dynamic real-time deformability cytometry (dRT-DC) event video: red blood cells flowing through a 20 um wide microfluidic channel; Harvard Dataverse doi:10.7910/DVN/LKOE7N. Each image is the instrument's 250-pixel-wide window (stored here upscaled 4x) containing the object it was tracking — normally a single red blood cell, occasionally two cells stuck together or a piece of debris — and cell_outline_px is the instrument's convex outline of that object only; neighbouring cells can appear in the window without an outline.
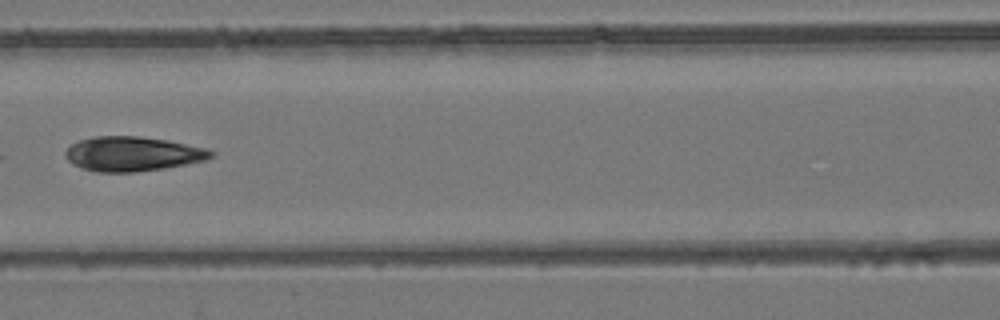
{"species": "common noctule bat (a hibernating species)", "species_latin": "Nyctalus noctula", "temperature_condition": "room temperature", "stored_images_in_passage": 8, "camera_frame_rate_fps": 3000, "um_per_image_px": 0.085, "animal": {"sex": "female", "body_mass_g": 24.6, "forearm_length_mm": 56.2}, "frame": {"image": 1, "passage_image": 7, "time_ms": 7.0, "image_size_px": [1000, 320], "cell_outline_px": [[216, 152], [212, 156], [204, 160], [164, 168], [136, 172], [96, 172], [80, 168], [72, 164], [64, 156], [64, 152], [72, 144], [80, 140], [96, 136], [140, 136], [168, 140], [208, 148]], "centroid_in_image_um": [11.25, 13.08], "position_along_channel_um": 155.3, "area_um2": 29.42}}
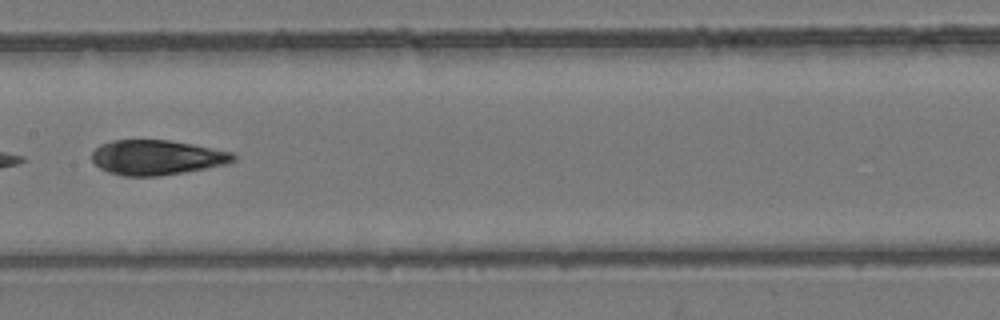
{"frame": {"image": 2, "passage_image": 8, "time_ms": 8.0, "image_size_px": [1000, 320], "cell_outline_px": [[236, 160], [228, 164], [184, 172], [156, 176], [124, 176], [108, 172], [100, 168], [92, 160], [92, 152], [100, 144], [112, 140], [168, 140], [192, 144], [236, 152]], "centroid_in_image_um": [13.36, 13.38], "position_along_channel_um": 194.0, "area_um2": 28.9}}